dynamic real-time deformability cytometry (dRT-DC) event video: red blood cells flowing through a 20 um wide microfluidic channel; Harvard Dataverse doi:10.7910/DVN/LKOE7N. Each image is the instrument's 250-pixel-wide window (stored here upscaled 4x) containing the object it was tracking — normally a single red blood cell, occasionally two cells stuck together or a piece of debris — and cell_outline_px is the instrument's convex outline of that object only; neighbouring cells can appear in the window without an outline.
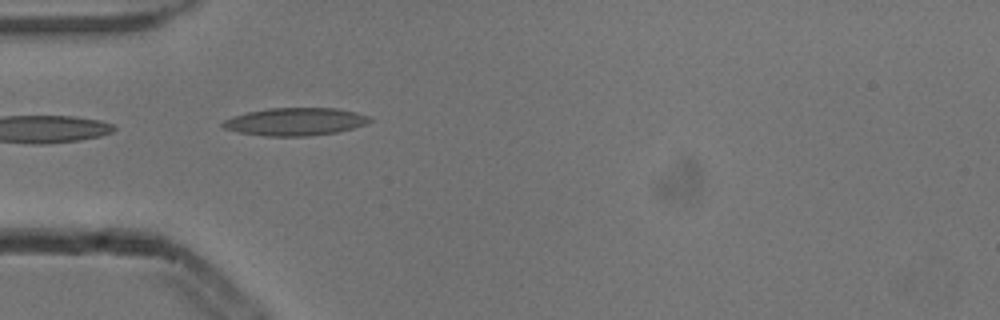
{"species": "common noctule bat (a hibernating species)", "species_latin": "Nyctalus noctula", "temperature_condition": "cold", "stored_images_in_passage": 5, "camera_frame_rate_fps": 3000, "um_per_image_px": 0.085, "animal": {"sex": "male", "body_mass_g": 13.3}, "frame": {"image": 1, "passage_image": 5, "time_ms": 1.333, "image_size_px": [1000, 320], "cell_outline_px": [[372, 120], [364, 124], [352, 128], [336, 132], [304, 136], [264, 136], [240, 132], [224, 128], [220, 124], [224, 120], [232, 116], [248, 112], [268, 108], [336, 108], [356, 112], [368, 116]], "centroid_in_image_um": [25.06, 10.33], "position_along_channel_um": 59.9, "area_um2": 23.52}}